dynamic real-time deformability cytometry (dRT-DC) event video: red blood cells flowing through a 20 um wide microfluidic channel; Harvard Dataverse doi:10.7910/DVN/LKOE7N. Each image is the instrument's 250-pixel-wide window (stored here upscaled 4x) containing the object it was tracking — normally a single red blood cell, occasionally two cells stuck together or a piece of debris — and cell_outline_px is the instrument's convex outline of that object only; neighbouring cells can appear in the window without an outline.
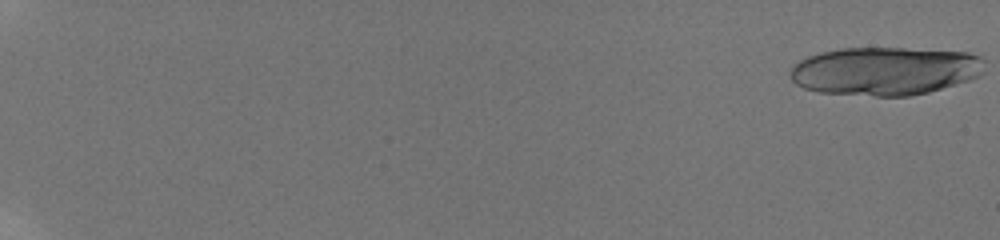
{"species": "human", "species_latin": "Homo sapiens", "temperature_condition": "room temperature", "stored_images_in_passage": 24, "camera_frame_rate_fps": 3000, "um_per_image_px": 0.085, "donor": {"sex": "male"}, "frame": {"image": 1, "passage_image": 1, "time_ms": 0.0, "image_size_px": [1000, 240], "cell_outline_px": [[984, 60], [980, 76], [968, 80], [928, 92], [908, 96], [876, 96], [820, 92], [804, 88], [796, 84], [792, 80], [788, 72], [800, 60], [808, 56], [840, 48], [904, 48], [968, 52], [980, 56]], "centroid_in_image_um": [75.22, 6.03], "position_along_channel_um": 9.8, "area_um2": 54.56}}
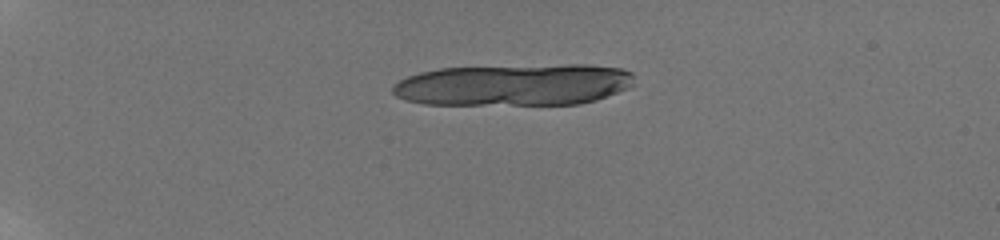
{"frame": {"image": 2, "passage_image": 17, "time_ms": 5.333, "image_size_px": [1000, 240], "cell_outline_px": [[632, 84], [628, 88], [596, 100], [580, 104], [424, 104], [404, 100], [396, 96], [392, 92], [392, 84], [408, 76], [420, 72], [440, 68], [568, 64], [592, 64], [620, 68], [632, 72]], "centroid_in_image_um": [43.67, 7.2], "position_along_channel_um": 41.3, "area_um2": 59.01}}
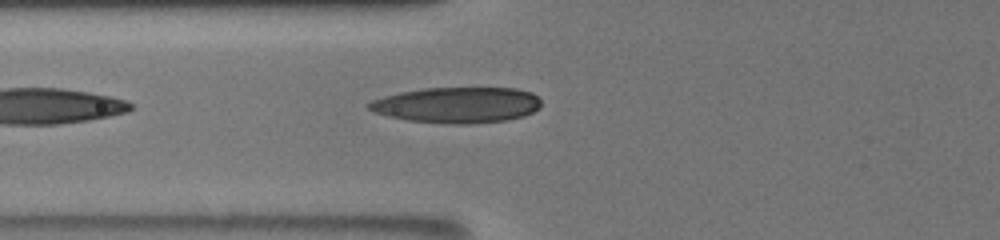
{"frame": {"image": 3, "passage_image": 24, "time_ms": 9.0, "image_size_px": [1000, 240], "cell_outline_px": [[540, 108], [524, 116], [508, 120], [468, 124], [444, 124], [408, 120], [388, 116], [376, 112], [368, 108], [368, 104], [372, 100], [384, 96], [400, 92], [424, 88], [516, 88], [532, 92], [540, 100]], "centroid_in_image_um": [38.88, 8.92], "position_along_channel_um": 86.9, "area_um2": 36.01}}